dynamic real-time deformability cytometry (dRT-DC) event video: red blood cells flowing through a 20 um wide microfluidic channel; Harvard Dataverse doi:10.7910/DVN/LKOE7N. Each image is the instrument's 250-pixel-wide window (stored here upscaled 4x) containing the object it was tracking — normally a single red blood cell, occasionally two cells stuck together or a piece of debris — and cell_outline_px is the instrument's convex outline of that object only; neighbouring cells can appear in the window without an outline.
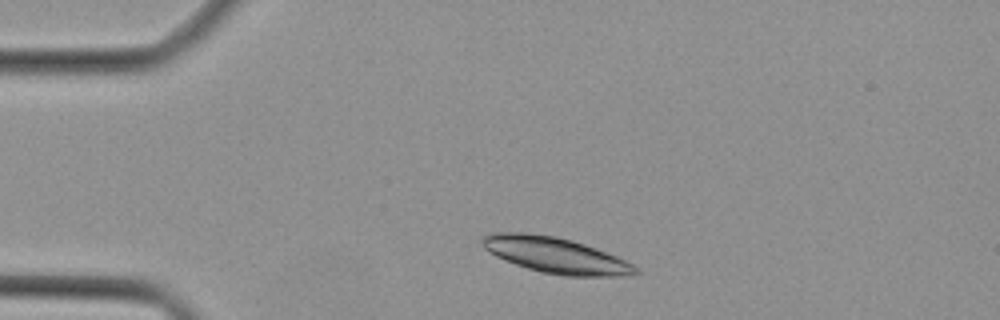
{"species": "Egyptian fruit bat (a non-hibernating species)", "species_latin": "Rousettus aegyptiacus", "temperature_condition": "cold", "stored_images_in_passage": 6, "camera_frame_rate_fps": 3000, "um_per_image_px": 0.085, "animal": {"sex": "female"}, "frame": {"image": 1, "passage_image": 1, "time_ms": 0.0, "image_size_px": [1000, 320], "cell_outline_px": [[640, 272], [632, 276], [564, 276], [540, 272], [516, 264], [496, 256], [484, 248], [480, 244], [480, 240], [484, 236], [492, 232], [528, 232], [556, 236], [572, 240], [596, 248], [616, 256], [640, 268]], "centroid_in_image_um": [47.23, 21.69], "position_along_channel_um": 37.8, "area_um2": 32.19}}